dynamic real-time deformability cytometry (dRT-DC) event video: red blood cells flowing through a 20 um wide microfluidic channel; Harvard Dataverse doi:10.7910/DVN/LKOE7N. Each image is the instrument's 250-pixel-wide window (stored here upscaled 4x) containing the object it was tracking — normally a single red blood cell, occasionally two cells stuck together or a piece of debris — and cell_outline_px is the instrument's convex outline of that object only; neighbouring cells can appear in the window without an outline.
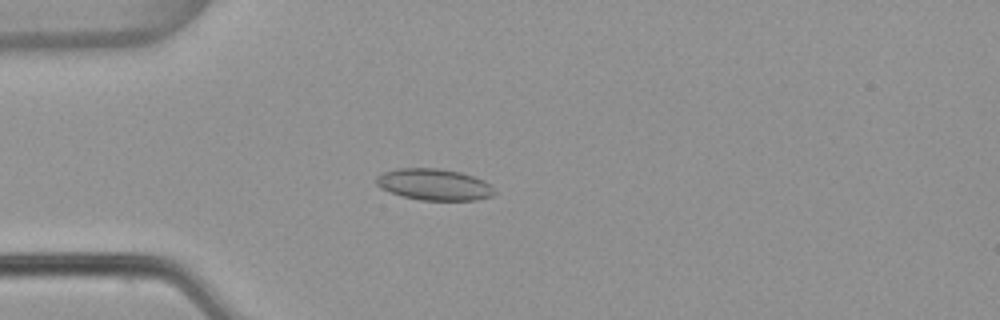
{"species": "common noctule bat (a hibernating species)", "species_latin": "Nyctalus noctula", "temperature_condition": "warm", "stored_images_in_passage": 45, "camera_frame_rate_fps": 3000, "um_per_image_px": 0.085, "animal": {"sex": "female", "body_mass_g": 22.7, "forearm_length_mm": 54.2}, "frame": {"image": 1, "passage_image": 10, "time_ms": 3.0, "image_size_px": [1000, 320], "cell_outline_px": [[496, 192], [492, 196], [476, 200], [420, 200], [400, 196], [380, 188], [376, 184], [376, 176], [384, 172], [396, 168], [440, 168], [460, 172], [484, 180]], "centroid_in_image_um": [36.86, 15.68], "position_along_channel_um": 48.1, "area_um2": 21.73}}
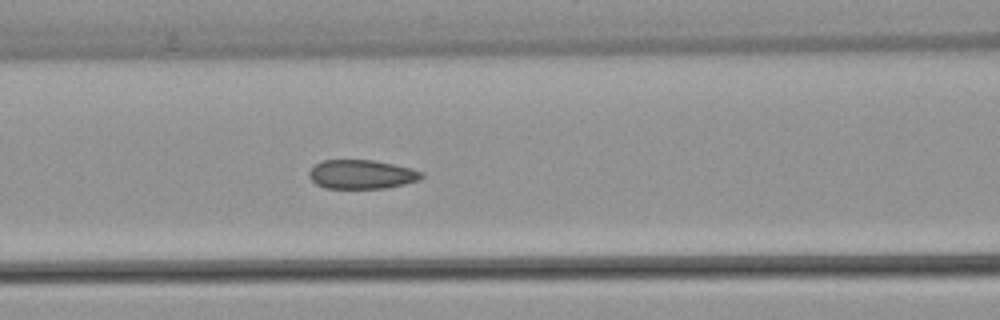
{"frame": {"image": 2, "passage_image": 18, "time_ms": 5.667, "image_size_px": [1000, 320], "cell_outline_px": [[424, 176], [420, 180], [404, 184], [384, 188], [324, 188], [316, 184], [308, 176], [308, 172], [320, 160], [372, 160], [412, 168], [424, 172]], "centroid_in_image_um": [30.74, 14.82], "position_along_channel_um": 135.9, "area_um2": 19.07}}
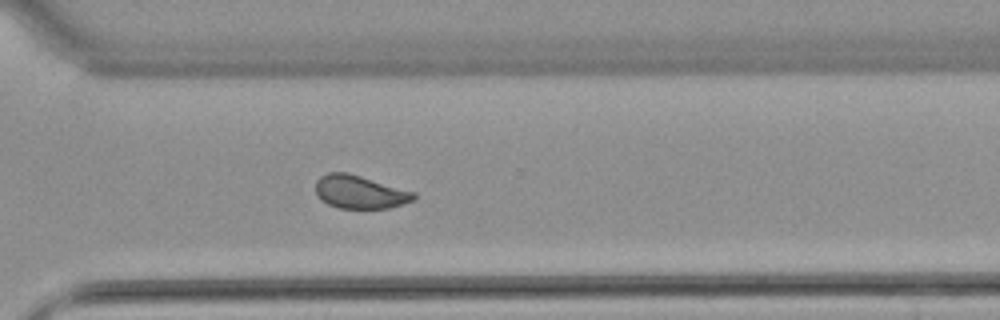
{"frame": {"image": 3, "passage_image": 34, "time_ms": 11.0, "image_size_px": [1000, 320], "cell_outline_px": [[416, 196], [412, 200], [404, 204], [388, 208], [336, 208], [320, 200], [316, 192], [316, 180], [320, 176], [328, 172], [348, 172], [416, 192]], "centroid_in_image_um": [30.57, 16.31], "position_along_channel_um": 340.0, "area_um2": 19.13}, "authors_computed_cell_mechanics": {"area_um2": 20.1722, "velocity_mm_per_s": 3.825, "shape_relaxation_time_tau1_ms": null, "shape_relaxation_time_tau2_ms": 1.2846, "deformation_change_tau1": null, "deformation_change_tau2": 0.0704}}